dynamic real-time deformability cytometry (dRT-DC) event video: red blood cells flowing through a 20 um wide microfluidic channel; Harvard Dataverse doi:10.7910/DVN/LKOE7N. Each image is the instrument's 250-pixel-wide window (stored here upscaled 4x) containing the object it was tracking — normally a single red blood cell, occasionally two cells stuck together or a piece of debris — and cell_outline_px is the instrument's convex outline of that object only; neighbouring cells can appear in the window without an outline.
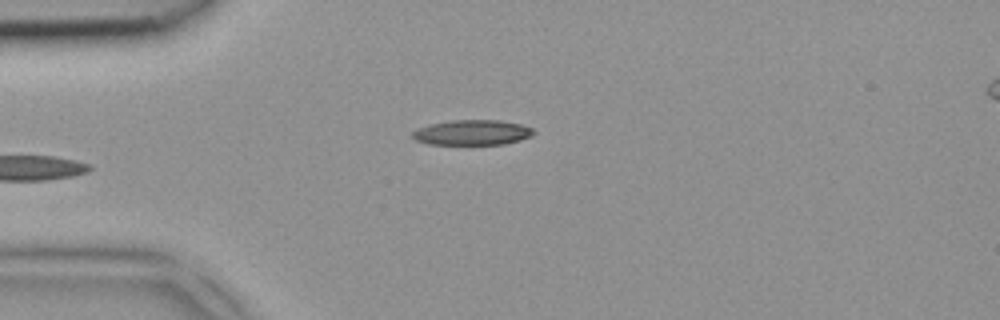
{"species": "common noctule bat (a hibernating species)", "species_latin": "Nyctalus noctula", "temperature_condition": "room temperature", "stored_images_in_passage": 5, "camera_frame_rate_fps": 3000, "um_per_image_px": 0.085, "animal": {"sex": "female", "body_mass_g": 18.4}, "frame": {"image": 1, "passage_image": 4, "time_ms": 1.0, "image_size_px": [1000, 320], "cell_outline_px": [[536, 132], [532, 136], [520, 140], [504, 144], [428, 144], [416, 140], [412, 136], [412, 132], [416, 128], [428, 124], [452, 120], [500, 120], [520, 124], [532, 128]], "centroid_in_image_um": [40.14, 11.26], "position_along_channel_um": 44.9, "area_um2": 17.86}}